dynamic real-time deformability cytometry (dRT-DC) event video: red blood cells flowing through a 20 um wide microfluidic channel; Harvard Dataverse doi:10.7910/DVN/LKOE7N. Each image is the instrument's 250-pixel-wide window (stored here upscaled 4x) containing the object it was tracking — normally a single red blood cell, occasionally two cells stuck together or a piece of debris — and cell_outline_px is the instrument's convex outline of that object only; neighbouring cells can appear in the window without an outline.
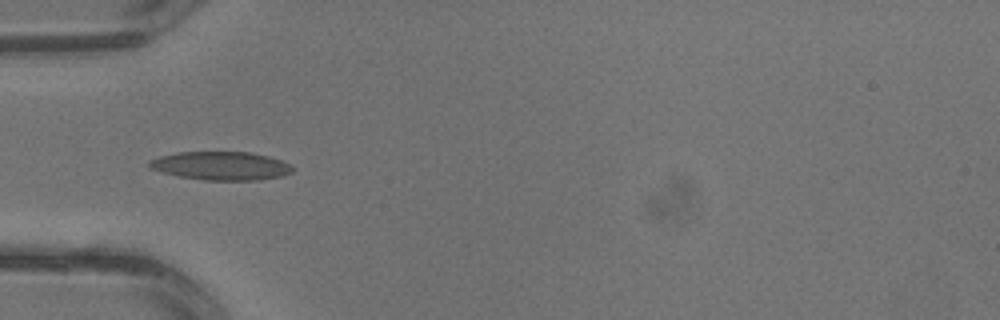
{"species": "common noctule bat (a hibernating species)", "species_latin": "Nyctalus noctula", "temperature_condition": "warm", "stored_images_in_passage": 3, "camera_frame_rate_fps": 3000, "um_per_image_px": 0.085, "animal": {"sex": "male", "body_mass_g": 13.3}, "frame": {"image": 1, "passage_image": 3, "time_ms": 0.667, "image_size_px": [1000, 320], "cell_outline_px": [[292, 172], [280, 176], [260, 180], [204, 180], [180, 176], [148, 168], [148, 160], [160, 156], [180, 152], [252, 152], [268, 156], [280, 160], [288, 164], [292, 168]], "centroid_in_image_um": [18.76, 14.09], "position_along_channel_um": 66.2, "area_um2": 23.58}}